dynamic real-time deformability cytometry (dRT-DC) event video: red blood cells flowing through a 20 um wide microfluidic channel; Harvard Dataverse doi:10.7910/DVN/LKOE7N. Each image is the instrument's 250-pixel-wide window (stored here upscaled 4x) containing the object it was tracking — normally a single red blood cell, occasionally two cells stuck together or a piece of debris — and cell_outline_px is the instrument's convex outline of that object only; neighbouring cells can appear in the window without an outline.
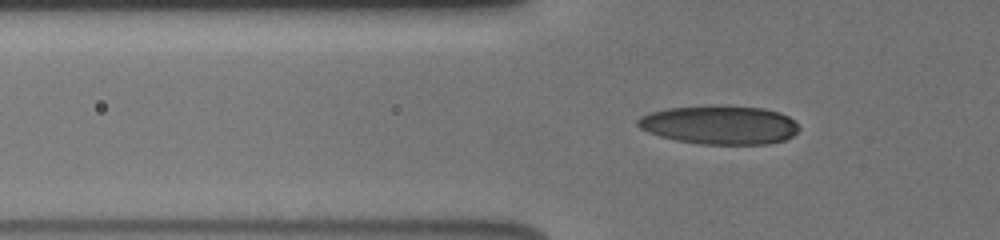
{"species": "human", "species_latin": "Homo sapiens", "temperature_condition": "cold", "stored_images_in_passage": 51, "camera_frame_rate_fps": 3000, "um_per_image_px": 0.085, "donor": {"sex": "male"}, "frame": {"image": 1, "passage_image": 20, "time_ms": 6.333, "image_size_px": [1000, 240], "cell_outline_px": [[800, 128], [792, 136], [784, 140], [768, 144], [700, 144], [676, 140], [660, 136], [648, 132], [640, 128], [636, 124], [636, 120], [640, 116], [652, 112], [668, 108], [712, 104], [728, 104], [764, 108], [780, 112], [788, 116]], "centroid_in_image_um": [61.16, 10.59], "position_along_channel_um": 64.6, "area_um2": 36.93}}
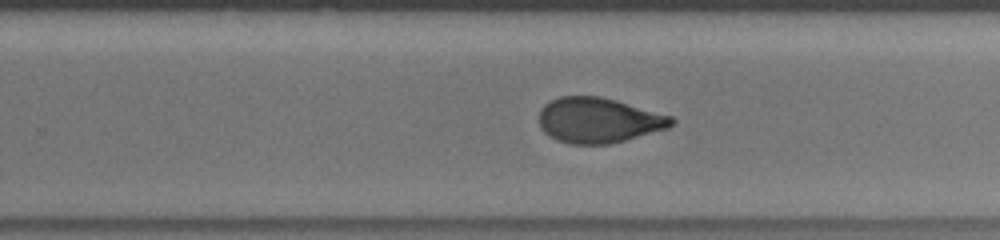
{"frame": {"image": 2, "passage_image": 37, "time_ms": 12.0, "image_size_px": [1000, 240], "cell_outline_px": [[676, 120], [668, 128], [624, 140], [608, 144], [572, 144], [556, 140], [544, 132], [540, 128], [540, 108], [544, 104], [560, 96], [600, 96], [616, 100], [672, 116]], "centroid_in_image_um": [50.86, 10.22], "position_along_channel_um": 278.9, "area_um2": 34.8}}
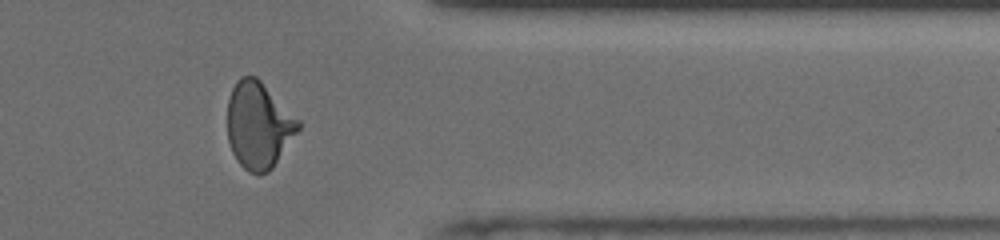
{"frame": {"image": 3, "passage_image": 46, "time_ms": 15.0, "image_size_px": [1000, 240], "cell_outline_px": [[300, 128], [272, 168], [268, 172], [248, 172], [236, 160], [232, 152], [228, 140], [228, 96], [236, 80], [240, 76], [256, 76], [300, 120]], "centroid_in_image_um": [21.96, 10.62], "position_along_channel_um": 389.4, "area_um2": 35.55}}